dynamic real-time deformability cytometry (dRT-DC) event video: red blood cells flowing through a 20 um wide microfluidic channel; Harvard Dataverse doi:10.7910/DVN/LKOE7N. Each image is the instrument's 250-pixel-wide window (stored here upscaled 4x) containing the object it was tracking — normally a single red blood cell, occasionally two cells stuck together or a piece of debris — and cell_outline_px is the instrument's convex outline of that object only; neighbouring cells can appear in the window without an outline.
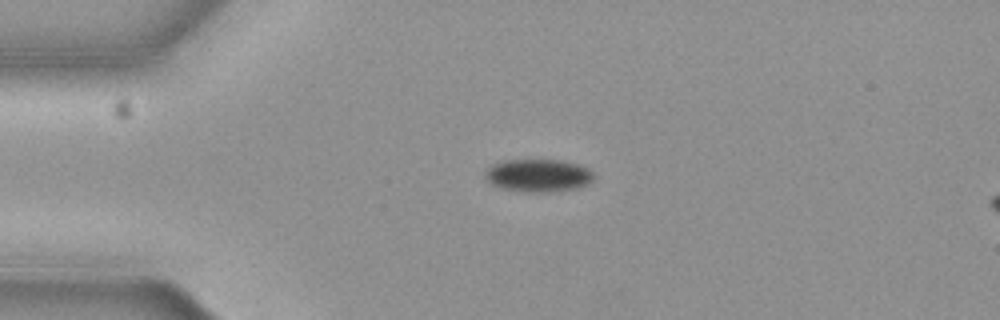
{"species": "common noctule bat (a hibernating species)", "species_latin": "Nyctalus noctula", "temperature_condition": "cold", "stored_images_in_passage": 3, "camera_frame_rate_fps": 3000, "um_per_image_px": 0.085, "animal": {"sex": "female", "body_mass_g": 19.3, "forearm_length_mm": 54.1}, "frame": {"image": 1, "passage_image": 1, "time_ms": 0.0, "image_size_px": [1000, 320], "cell_outline_px": [[596, 176], [588, 184], [576, 188], [548, 192], [524, 192], [500, 188], [492, 184], [484, 176], [484, 172], [492, 164], [504, 160], [556, 160], [576, 164], [588, 168]], "centroid_in_image_um": [45.73, 14.92], "position_along_channel_um": 39.3, "area_um2": 20.75}}